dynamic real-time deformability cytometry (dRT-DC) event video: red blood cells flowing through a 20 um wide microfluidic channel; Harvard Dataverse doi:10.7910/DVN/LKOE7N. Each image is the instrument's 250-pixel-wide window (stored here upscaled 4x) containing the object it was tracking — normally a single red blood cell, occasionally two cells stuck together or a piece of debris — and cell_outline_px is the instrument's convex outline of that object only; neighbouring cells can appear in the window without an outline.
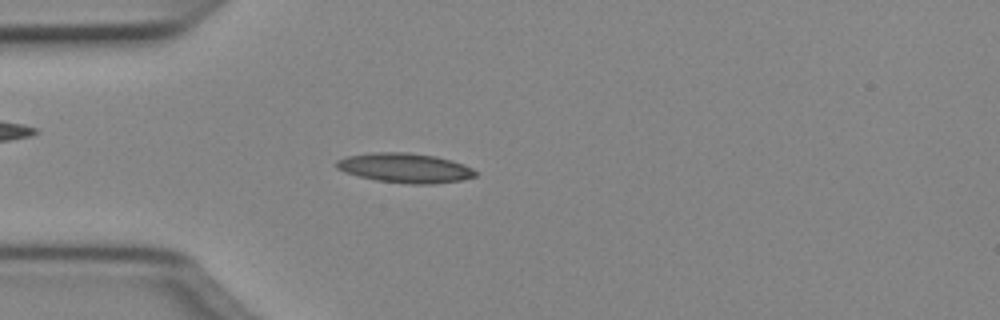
{"species": "Egyptian fruit bat (a non-hibernating species)", "species_latin": "Rousettus aegyptiacus", "temperature_condition": "cold", "stored_images_in_passage": 49, "camera_frame_rate_fps": 3000, "um_per_image_px": 0.085, "animal": {"sex": "female"}, "frame": {"image": 1, "passage_image": 13, "time_ms": 4.0, "image_size_px": [1000, 320], "cell_outline_px": [[476, 176], [460, 180], [432, 184], [412, 184], [376, 180], [344, 172], [336, 168], [336, 160], [344, 156], [372, 152], [408, 152], [436, 156], [452, 160], [464, 164], [472, 168], [476, 172]], "centroid_in_image_um": [34.4, 14.26], "position_along_channel_um": 50.6, "area_um2": 24.04}}
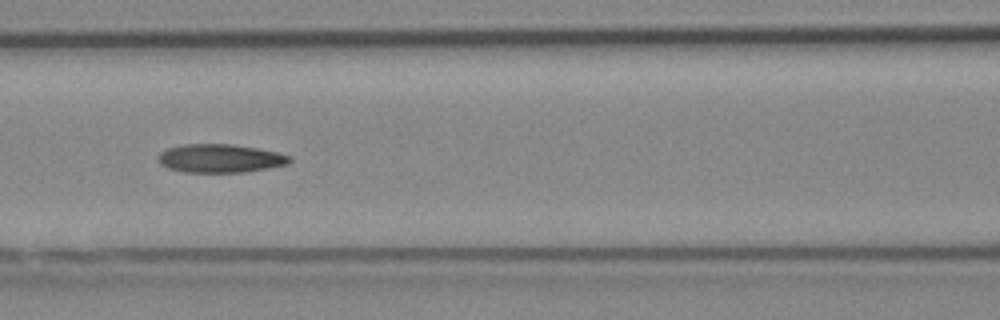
{"frame": {"image": 2, "passage_image": 21, "time_ms": 6.667, "image_size_px": [1000, 320], "cell_outline_px": [[292, 160], [288, 164], [268, 168], [244, 172], [184, 172], [168, 168], [160, 164], [160, 152], [168, 148], [184, 144], [232, 144], [280, 152], [292, 156]], "centroid_in_image_um": [18.77, 13.46], "position_along_channel_um": 147.8, "area_um2": 21.79}}
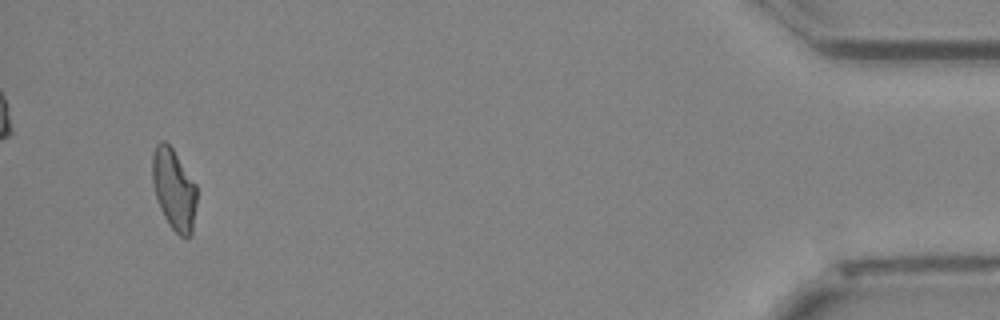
{"frame": {"image": 3, "passage_image": 47, "time_ms": 15.333, "image_size_px": [1000, 320], "cell_outline_px": [[196, 204], [192, 236], [180, 236], [172, 228], [164, 216], [160, 208], [152, 184], [152, 156], [156, 144], [160, 140], [164, 140], [172, 148], [196, 184]], "centroid_in_image_um": [14.78, 16.08], "position_along_channel_um": 420.4, "area_um2": 20.92}, "authors_computed_cell_mechanics": {"area_um2": 21.5016, "velocity_mm_per_s": 4.0377, "shape_relaxation_time_tau1_ms": null, "shape_relaxation_time_tau2_ms": 4.0655, "deformation_change_tau1": null, "deformation_change_tau2": 0.1147}}